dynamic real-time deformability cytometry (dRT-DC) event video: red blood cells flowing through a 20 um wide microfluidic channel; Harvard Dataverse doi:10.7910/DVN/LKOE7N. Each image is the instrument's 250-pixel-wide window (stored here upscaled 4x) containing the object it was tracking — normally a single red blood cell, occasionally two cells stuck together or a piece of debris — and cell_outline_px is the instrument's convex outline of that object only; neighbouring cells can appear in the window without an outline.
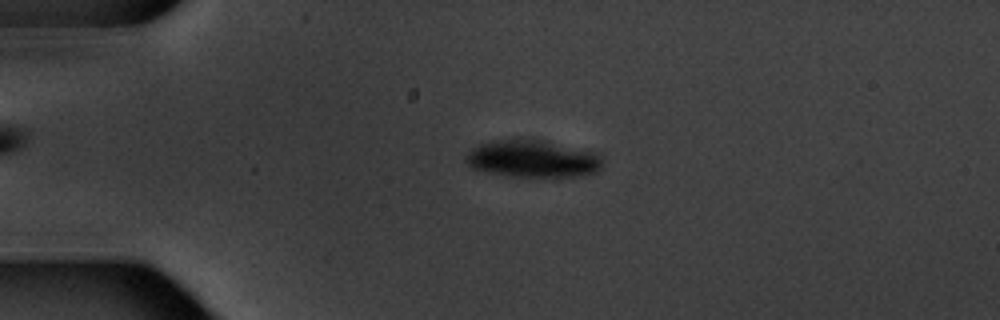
{"species": "common noctule bat (a hibernating species)", "species_latin": "Nyctalus noctula", "temperature_condition": "warm", "stored_images_in_passage": 5, "camera_frame_rate_fps": 3000, "um_per_image_px": 0.085, "animal": {"sex": "male", "body_mass_g": 20.1, "forearm_length_mm": 53.5}, "frame": {"image": 1, "passage_image": 4, "time_ms": 3.333, "image_size_px": [1000, 320], "cell_outline_px": [[604, 164], [596, 172], [584, 176], [504, 176], [472, 168], [464, 160], [464, 156], [472, 148], [480, 144], [496, 140], [532, 136], [600, 152], [604, 160]], "centroid_in_image_um": [45.35, 13.45], "position_along_channel_um": 39.7, "area_um2": 30.98}}